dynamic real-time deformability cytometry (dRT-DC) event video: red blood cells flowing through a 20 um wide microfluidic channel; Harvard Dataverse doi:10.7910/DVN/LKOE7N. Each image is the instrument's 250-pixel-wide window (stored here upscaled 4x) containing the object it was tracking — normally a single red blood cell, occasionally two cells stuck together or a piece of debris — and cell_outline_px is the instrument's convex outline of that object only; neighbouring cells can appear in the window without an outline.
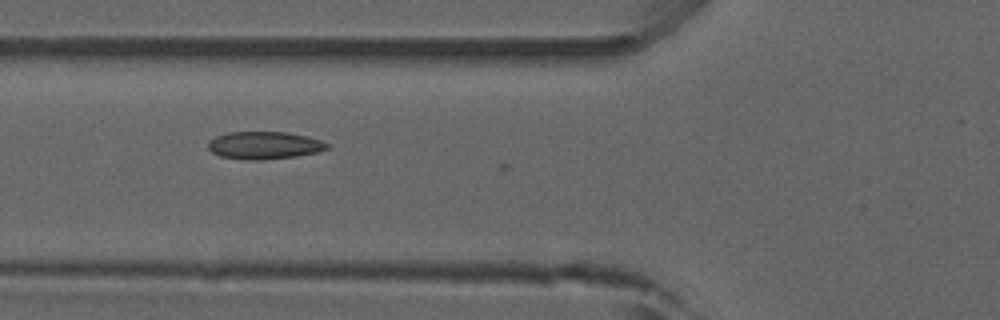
{"species": "common noctule bat (a hibernating species)", "species_latin": "Nyctalus noctula", "temperature_condition": "room temperature", "stored_images_in_passage": 7, "camera_frame_rate_fps": 3000, "um_per_image_px": 0.085, "animal": {"sex": "male", "forearm_length_mm": 52.5}, "frame": {"image": 1, "passage_image": 6, "time_ms": 1.667, "image_size_px": [1000, 320], "cell_outline_px": [[328, 148], [316, 152], [296, 156], [260, 160], [244, 160], [220, 156], [212, 152], [208, 148], [208, 140], [216, 136], [228, 132], [284, 132], [308, 136], [320, 140], [328, 144]], "centroid_in_image_um": [22.42, 12.35], "position_along_channel_um": 103.4, "area_um2": 19.07}}